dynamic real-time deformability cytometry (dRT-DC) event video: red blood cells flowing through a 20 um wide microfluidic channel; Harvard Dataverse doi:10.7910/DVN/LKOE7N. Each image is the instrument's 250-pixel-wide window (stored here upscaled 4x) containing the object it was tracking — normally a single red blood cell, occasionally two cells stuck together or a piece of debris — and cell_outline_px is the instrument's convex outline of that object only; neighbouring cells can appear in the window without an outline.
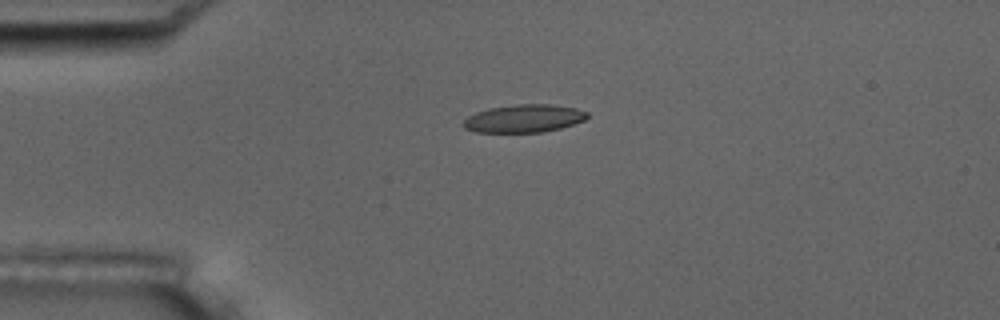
{"species": "common noctule bat (a hibernating species)", "species_latin": "Nyctalus noctula", "temperature_condition": "room temperature", "stored_images_in_passage": 3, "camera_frame_rate_fps": 3000, "um_per_image_px": 0.085, "animal": {"sex": "male", "body_mass_g": 17.5, "forearm_length_mm": 52.3}, "frame": {"image": 1, "passage_image": 1, "time_ms": 0.0, "image_size_px": [1000, 320], "cell_outline_px": [[588, 116], [584, 120], [560, 128], [544, 132], [476, 132], [464, 128], [464, 120], [468, 116], [476, 112], [488, 108], [520, 104], [548, 104], [576, 108], [588, 112]], "centroid_in_image_um": [44.53, 10.07], "position_along_channel_um": 40.5, "area_um2": 20.0}}